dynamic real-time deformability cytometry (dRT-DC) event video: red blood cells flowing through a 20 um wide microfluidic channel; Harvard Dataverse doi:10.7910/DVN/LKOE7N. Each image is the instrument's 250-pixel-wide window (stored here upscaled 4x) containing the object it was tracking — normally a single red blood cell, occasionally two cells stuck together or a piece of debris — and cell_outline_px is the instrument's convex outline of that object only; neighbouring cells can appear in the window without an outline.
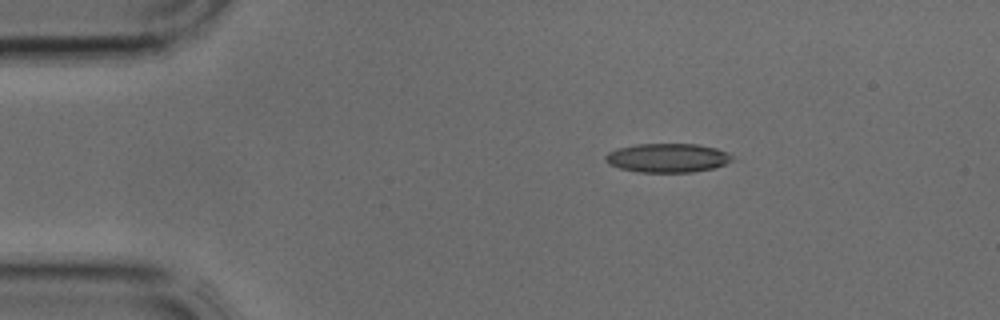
{"species": "common noctule bat (a hibernating species)", "species_latin": "Nyctalus noctula", "temperature_condition": "cold", "stored_images_in_passage": 34, "camera_frame_rate_fps": 3000, "um_per_image_px": 0.085, "animal": {"sex": "male", "body_mass_g": 17.9, "forearm_length_mm": 54.2}, "frame": {"image": 1, "passage_image": 1, "time_ms": 0.0, "image_size_px": [1000, 320], "cell_outline_px": [[732, 160], [724, 164], [712, 168], [692, 172], [640, 172], [620, 168], [608, 164], [604, 160], [604, 156], [608, 152], [616, 148], [636, 144], [696, 144], [716, 148], [728, 152], [732, 156]], "centroid_in_image_um": [56.7, 13.41], "position_along_channel_um": 28.3, "area_um2": 21.39}}
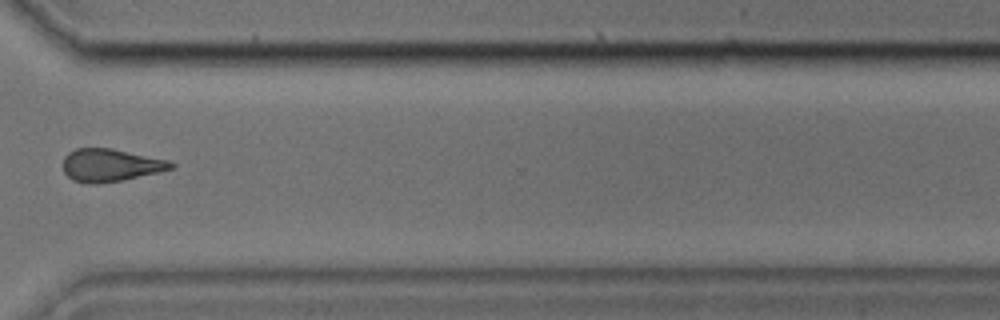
{"frame": {"image": 2, "passage_image": 24, "time_ms": 7.667, "image_size_px": [1000, 320], "cell_outline_px": [[176, 164], [172, 168], [160, 172], [124, 180], [96, 184], [92, 184], [72, 180], [64, 172], [64, 156], [68, 152], [76, 148], [112, 148], [172, 160]], "centroid_in_image_um": [9.43, 14.03], "position_along_channel_um": 361.2, "area_um2": 20.87}}
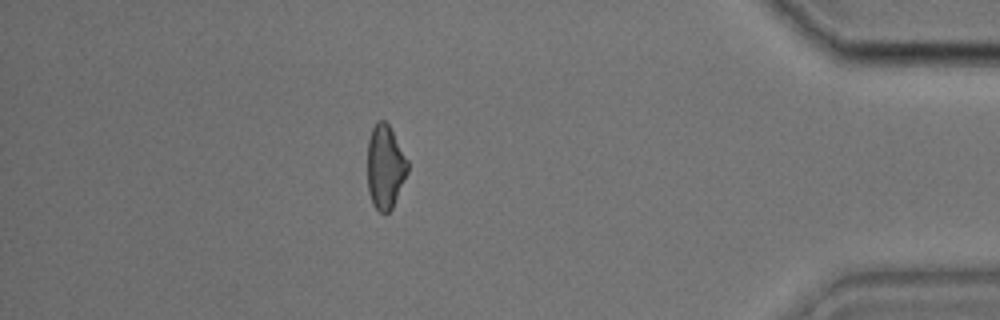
{"frame": {"image": 3, "passage_image": 29, "time_ms": 9.333, "image_size_px": [1000, 320], "cell_outline_px": [[408, 172], [392, 208], [388, 212], [380, 212], [372, 204], [368, 192], [368, 140], [372, 128], [376, 120], [384, 120], [388, 124], [408, 160]], "centroid_in_image_um": [32.73, 14.18], "position_along_channel_um": 402.5, "area_um2": 19.59}}